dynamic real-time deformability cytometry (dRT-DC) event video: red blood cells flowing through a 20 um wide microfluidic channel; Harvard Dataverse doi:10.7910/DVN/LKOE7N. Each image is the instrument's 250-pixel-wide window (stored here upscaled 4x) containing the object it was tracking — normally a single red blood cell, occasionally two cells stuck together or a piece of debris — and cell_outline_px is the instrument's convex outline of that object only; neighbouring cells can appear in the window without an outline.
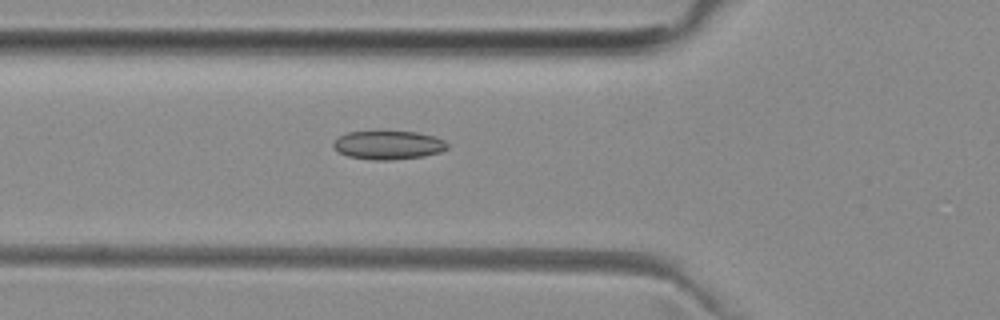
{"species": "common noctule bat (a hibernating species)", "species_latin": "Nyctalus noctula", "temperature_condition": "room temperature", "stored_images_in_passage": 35, "camera_frame_rate_fps": 3000, "um_per_image_px": 0.085, "animal": {"sex": "female", "body_mass_g": 29.2, "forearm_length_mm": 56.3}, "frame": {"image": 1, "passage_image": 2, "time_ms": 0.333, "image_size_px": [1000, 320], "cell_outline_px": [[448, 148], [440, 152], [424, 156], [392, 160], [372, 160], [348, 156], [340, 152], [332, 144], [340, 136], [348, 132], [416, 132], [432, 136], [444, 140], [448, 144]], "centroid_in_image_um": [33.03, 12.34], "position_along_channel_um": 92.8, "area_um2": 18.73}}
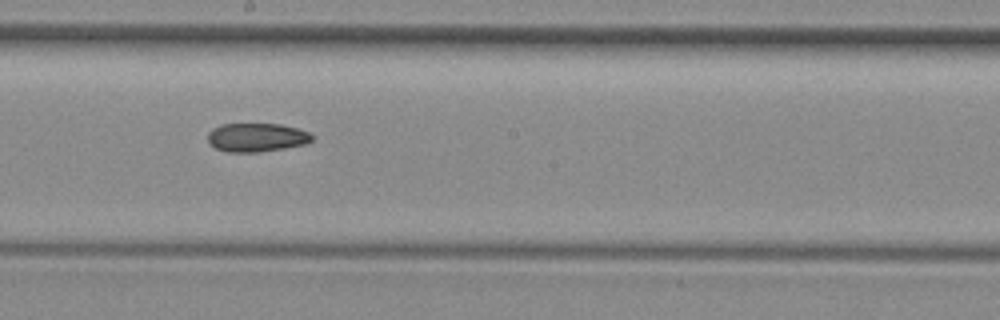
{"frame": {"image": 2, "passage_image": 12, "time_ms": 3.667, "image_size_px": [1000, 320], "cell_outline_px": [[312, 140], [308, 144], [260, 152], [228, 152], [216, 148], [208, 144], [208, 132], [212, 128], [224, 124], [280, 124], [296, 128], [308, 132], [312, 136]], "centroid_in_image_um": [21.8, 11.69], "position_along_channel_um": 226.4, "area_um2": 17.46}}
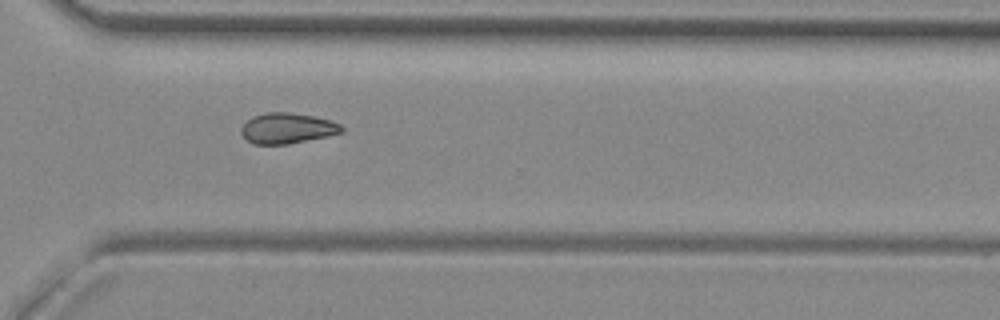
{"frame": {"image": 3, "passage_image": 21, "time_ms": 6.667, "image_size_px": [1000, 320], "cell_outline_px": [[344, 132], [328, 136], [288, 144], [252, 144], [240, 132], [240, 128], [252, 116], [268, 112], [288, 112], [312, 116], [332, 120], [340, 124], [344, 128]], "centroid_in_image_um": [24.44, 10.9], "position_along_channel_um": 346.2, "area_um2": 17.92}}